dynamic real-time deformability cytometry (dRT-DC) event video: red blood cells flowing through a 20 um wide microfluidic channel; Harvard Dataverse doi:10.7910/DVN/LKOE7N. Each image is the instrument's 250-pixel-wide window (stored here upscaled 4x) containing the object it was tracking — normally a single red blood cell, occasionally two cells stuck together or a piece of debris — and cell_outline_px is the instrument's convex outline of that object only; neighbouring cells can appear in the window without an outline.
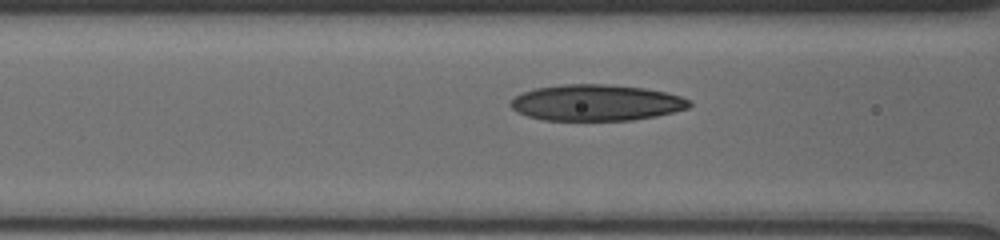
{"species": "human", "species_latin": "Homo sapiens", "temperature_condition": "cold", "stored_images_in_passage": 41, "camera_frame_rate_fps": 3000, "um_per_image_px": 0.085, "donor": {"sex": "male"}, "frame": {"image": 1, "passage_image": 15, "time_ms": 4.667, "image_size_px": [1000, 240], "cell_outline_px": [[692, 104], [688, 108], [656, 116], [632, 120], [544, 120], [528, 116], [516, 112], [508, 104], [516, 96], [524, 92], [536, 88], [564, 84], [608, 84], [644, 88], [664, 92], [680, 96], [688, 100]], "centroid_in_image_um": [50.66, 8.73], "position_along_channel_um": 115.9, "area_um2": 37.51}}
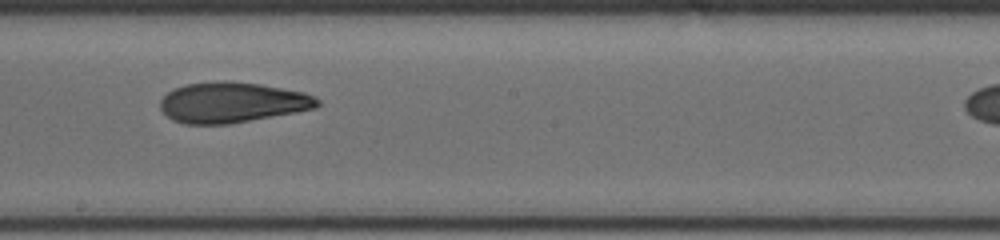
{"frame": {"image": 2, "passage_image": 24, "time_ms": 7.667, "image_size_px": [1000, 240], "cell_outline_px": [[320, 104], [316, 108], [296, 112], [228, 124], [184, 124], [172, 120], [160, 108], [160, 100], [168, 92], [176, 88], [188, 84], [224, 80], [260, 84], [304, 92], [316, 96], [320, 100]], "centroid_in_image_um": [19.75, 8.71], "position_along_channel_um": 228.4, "area_um2": 36.99}}
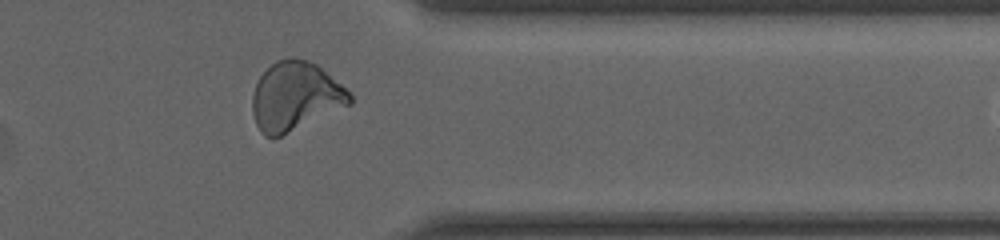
{"frame": {"image": 3, "passage_image": 36, "time_ms": 12.0, "image_size_px": [1000, 240], "cell_outline_px": [[352, 104], [280, 136], [264, 136], [260, 132], [256, 124], [252, 112], [252, 96], [256, 84], [260, 76], [276, 60], [288, 56], [292, 56], [308, 60], [316, 64], [340, 84], [352, 96]], "centroid_in_image_um": [25.08, 8.17], "position_along_channel_um": 386.3, "area_um2": 38.78}}